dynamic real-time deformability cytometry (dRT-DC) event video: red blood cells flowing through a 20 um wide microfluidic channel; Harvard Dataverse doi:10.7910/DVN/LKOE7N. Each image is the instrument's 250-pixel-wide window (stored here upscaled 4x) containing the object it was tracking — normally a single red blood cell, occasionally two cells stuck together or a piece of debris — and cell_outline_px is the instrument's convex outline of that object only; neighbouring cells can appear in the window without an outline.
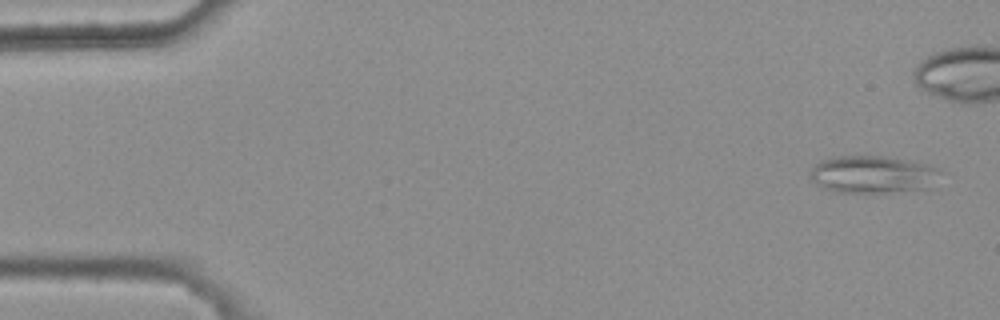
{"species": "common noctule bat (a hibernating species)", "species_latin": "Nyctalus noctula", "temperature_condition": "warm", "stored_images_in_passage": 11, "camera_frame_rate_fps": 3000, "um_per_image_px": 0.085, "animal": {"sex": "female", "body_mass_g": 25.1}, "frame": {"image": 1, "passage_image": 1, "time_ms": 0.0, "image_size_px": [1000, 320], "cell_outline_px": [[940, 172], [932, 188], [888, 192], [836, 192], [824, 188], [816, 184], [812, 180], [812, 168], [820, 160], [832, 156], [888, 156], [928, 164], [936, 168]], "centroid_in_image_um": [74.2, 14.82], "position_along_channel_um": 10.8, "area_um2": 28.38}}
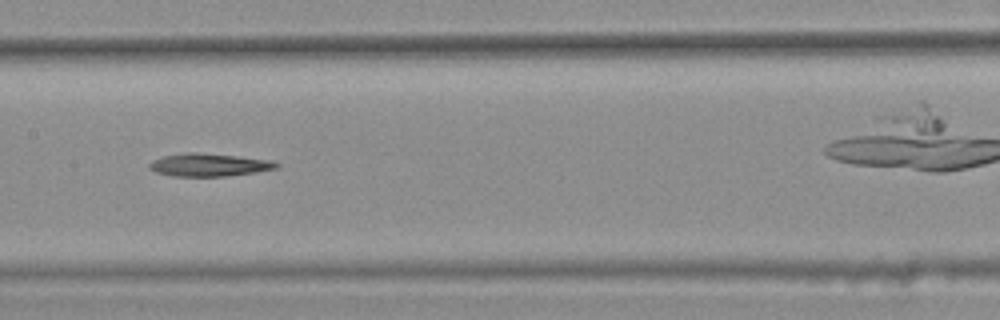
{"frame": {"image": 2, "passage_image": 7, "time_ms": 2.0, "image_size_px": [1000, 320], "cell_outline_px": [[280, 164], [276, 168], [256, 172], [228, 176], [172, 176], [156, 172], [148, 168], [148, 164], [152, 160], [164, 156], [184, 152], [196, 152], [236, 156], [268, 160]], "centroid_in_image_um": [17.7, 14.01], "position_along_channel_um": 189.7, "area_um2": 16.82}}
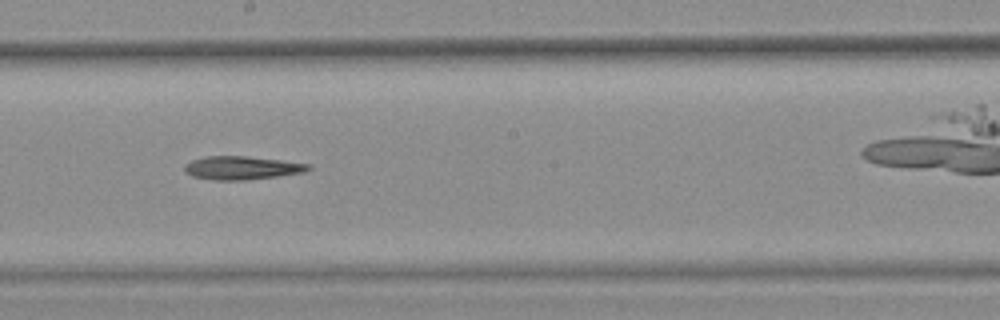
{"frame": {"image": 3, "passage_image": 8, "time_ms": 2.333, "image_size_px": [1000, 320], "cell_outline_px": [[312, 168], [304, 172], [276, 176], [244, 180], [212, 180], [192, 176], [184, 172], [184, 164], [192, 160], [204, 156], [248, 156], [312, 164]], "centroid_in_image_um": [20.53, 14.26], "position_along_channel_um": 227.7, "area_um2": 16.94}}